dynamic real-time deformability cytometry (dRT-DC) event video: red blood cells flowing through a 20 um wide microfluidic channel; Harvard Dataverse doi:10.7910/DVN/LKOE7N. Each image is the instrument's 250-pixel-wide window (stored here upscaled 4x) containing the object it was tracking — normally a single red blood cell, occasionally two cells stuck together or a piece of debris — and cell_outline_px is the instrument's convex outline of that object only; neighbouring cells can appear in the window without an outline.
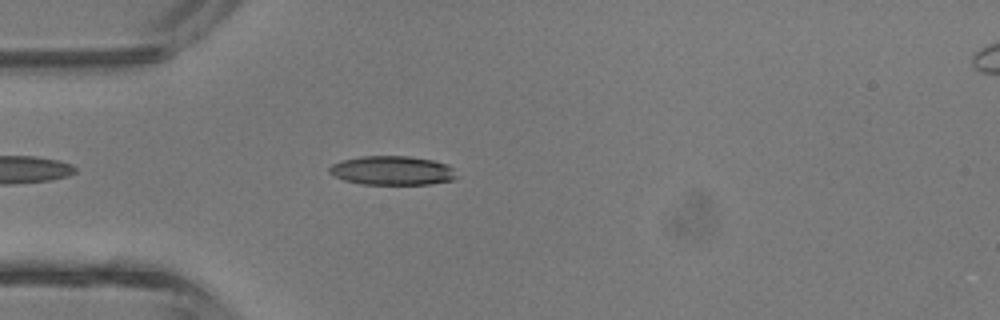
{"species": "common noctule bat (a hibernating species)", "species_latin": "Nyctalus noctula", "temperature_condition": "room temperature", "stored_images_in_passage": 23, "camera_frame_rate_fps": 3000, "um_per_image_px": 0.085, "animal": {"sex": "male", "body_mass_g": 13.3}, "frame": {"image": 1, "passage_image": 4, "time_ms": 1.0, "image_size_px": [1000, 320], "cell_outline_px": [[456, 176], [452, 180], [428, 184], [360, 184], [344, 180], [328, 172], [328, 168], [332, 164], [340, 160], [360, 156], [408, 156], [432, 160], [448, 164], [452, 168]], "centroid_in_image_um": [33.3, 14.49], "position_along_channel_um": 51.7, "area_um2": 21.5}}
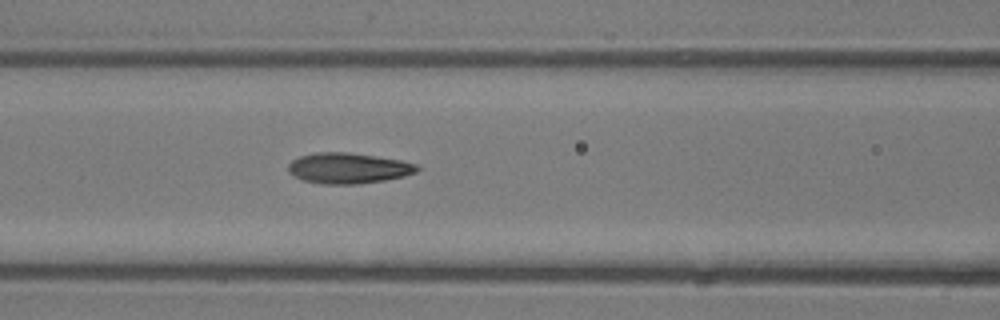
{"frame": {"image": 2, "passage_image": 10, "time_ms": 3.0, "image_size_px": [1000, 320], "cell_outline_px": [[420, 168], [416, 172], [404, 176], [384, 180], [356, 184], [324, 184], [304, 180], [288, 172], [288, 164], [292, 160], [300, 156], [316, 152], [348, 152], [376, 156], [400, 160], [416, 164]], "centroid_in_image_um": [29.6, 14.29], "position_along_channel_um": 137.0, "area_um2": 22.89}}
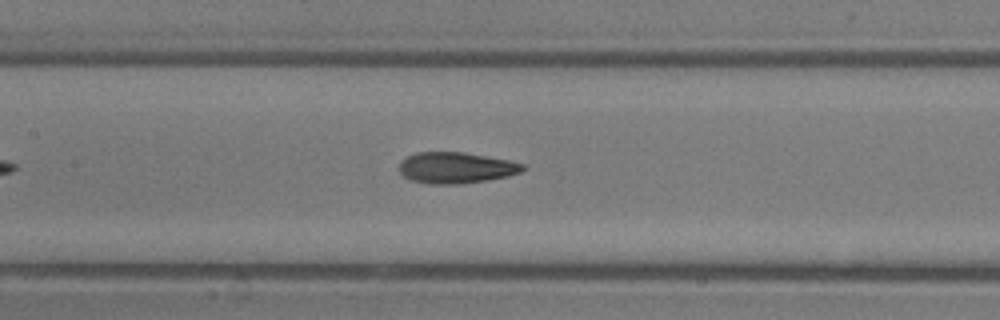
{"frame": {"image": 3, "passage_image": 12, "time_ms": 3.667, "image_size_px": [1000, 320], "cell_outline_px": [[528, 168], [520, 172], [508, 176], [488, 180], [456, 184], [428, 184], [412, 180], [404, 176], [400, 172], [400, 160], [416, 152], [464, 152], [508, 160], [524, 164]], "centroid_in_image_um": [38.77, 14.26], "position_along_channel_um": 168.6, "area_um2": 22.43}}